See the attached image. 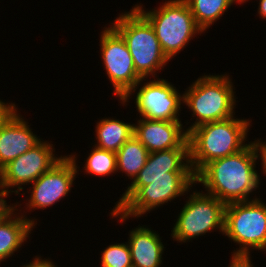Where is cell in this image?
<instances>
[{
	"label": "cell",
	"mask_w": 266,
	"mask_h": 267,
	"mask_svg": "<svg viewBox=\"0 0 266 267\" xmlns=\"http://www.w3.org/2000/svg\"><path fill=\"white\" fill-rule=\"evenodd\" d=\"M23 267H55V265H53L50 261L35 258L34 262L24 265Z\"/></svg>",
	"instance_id": "26"
},
{
	"label": "cell",
	"mask_w": 266,
	"mask_h": 267,
	"mask_svg": "<svg viewBox=\"0 0 266 267\" xmlns=\"http://www.w3.org/2000/svg\"><path fill=\"white\" fill-rule=\"evenodd\" d=\"M101 267H133L128 244L108 246L102 253Z\"/></svg>",
	"instance_id": "22"
},
{
	"label": "cell",
	"mask_w": 266,
	"mask_h": 267,
	"mask_svg": "<svg viewBox=\"0 0 266 267\" xmlns=\"http://www.w3.org/2000/svg\"><path fill=\"white\" fill-rule=\"evenodd\" d=\"M228 76H204L196 80L183 94V103L193 111L197 120L189 129L208 122L221 121L233 116L234 92Z\"/></svg>",
	"instance_id": "7"
},
{
	"label": "cell",
	"mask_w": 266,
	"mask_h": 267,
	"mask_svg": "<svg viewBox=\"0 0 266 267\" xmlns=\"http://www.w3.org/2000/svg\"><path fill=\"white\" fill-rule=\"evenodd\" d=\"M12 212L14 208L0 218V262L21 247L35 224L24 217L12 219Z\"/></svg>",
	"instance_id": "17"
},
{
	"label": "cell",
	"mask_w": 266,
	"mask_h": 267,
	"mask_svg": "<svg viewBox=\"0 0 266 267\" xmlns=\"http://www.w3.org/2000/svg\"><path fill=\"white\" fill-rule=\"evenodd\" d=\"M76 173L77 166L73 156L62 157L49 171L33 182L29 209H43L61 200L71 190Z\"/></svg>",
	"instance_id": "12"
},
{
	"label": "cell",
	"mask_w": 266,
	"mask_h": 267,
	"mask_svg": "<svg viewBox=\"0 0 266 267\" xmlns=\"http://www.w3.org/2000/svg\"><path fill=\"white\" fill-rule=\"evenodd\" d=\"M15 111L14 104L7 105L0 100V127Z\"/></svg>",
	"instance_id": "23"
},
{
	"label": "cell",
	"mask_w": 266,
	"mask_h": 267,
	"mask_svg": "<svg viewBox=\"0 0 266 267\" xmlns=\"http://www.w3.org/2000/svg\"><path fill=\"white\" fill-rule=\"evenodd\" d=\"M15 111L0 127V170L41 140Z\"/></svg>",
	"instance_id": "14"
},
{
	"label": "cell",
	"mask_w": 266,
	"mask_h": 267,
	"mask_svg": "<svg viewBox=\"0 0 266 267\" xmlns=\"http://www.w3.org/2000/svg\"><path fill=\"white\" fill-rule=\"evenodd\" d=\"M100 41L102 59L106 73L114 86V94L120 97L122 102H126L144 78L136 72L124 39L113 27L105 28Z\"/></svg>",
	"instance_id": "9"
},
{
	"label": "cell",
	"mask_w": 266,
	"mask_h": 267,
	"mask_svg": "<svg viewBox=\"0 0 266 267\" xmlns=\"http://www.w3.org/2000/svg\"><path fill=\"white\" fill-rule=\"evenodd\" d=\"M196 183L194 172H169V177L135 178L112 210L121 222L129 216H141L150 209L173 200Z\"/></svg>",
	"instance_id": "3"
},
{
	"label": "cell",
	"mask_w": 266,
	"mask_h": 267,
	"mask_svg": "<svg viewBox=\"0 0 266 267\" xmlns=\"http://www.w3.org/2000/svg\"><path fill=\"white\" fill-rule=\"evenodd\" d=\"M256 153L252 144L239 152L207 163L196 175L207 193L224 204L248 201V194L258 187L259 176L254 169Z\"/></svg>",
	"instance_id": "1"
},
{
	"label": "cell",
	"mask_w": 266,
	"mask_h": 267,
	"mask_svg": "<svg viewBox=\"0 0 266 267\" xmlns=\"http://www.w3.org/2000/svg\"><path fill=\"white\" fill-rule=\"evenodd\" d=\"M134 125V135L148 152L172 148H189L188 133L182 132L181 121L140 119Z\"/></svg>",
	"instance_id": "13"
},
{
	"label": "cell",
	"mask_w": 266,
	"mask_h": 267,
	"mask_svg": "<svg viewBox=\"0 0 266 267\" xmlns=\"http://www.w3.org/2000/svg\"><path fill=\"white\" fill-rule=\"evenodd\" d=\"M183 160H186V163ZM189 163V148L151 152L145 166L135 178L169 177V172H193Z\"/></svg>",
	"instance_id": "15"
},
{
	"label": "cell",
	"mask_w": 266,
	"mask_h": 267,
	"mask_svg": "<svg viewBox=\"0 0 266 267\" xmlns=\"http://www.w3.org/2000/svg\"><path fill=\"white\" fill-rule=\"evenodd\" d=\"M147 148L133 135L116 152L117 170L128 174L132 179L145 166L148 157Z\"/></svg>",
	"instance_id": "19"
},
{
	"label": "cell",
	"mask_w": 266,
	"mask_h": 267,
	"mask_svg": "<svg viewBox=\"0 0 266 267\" xmlns=\"http://www.w3.org/2000/svg\"><path fill=\"white\" fill-rule=\"evenodd\" d=\"M172 230L173 238L186 242L214 228L224 232L226 204L210 194L193 192Z\"/></svg>",
	"instance_id": "8"
},
{
	"label": "cell",
	"mask_w": 266,
	"mask_h": 267,
	"mask_svg": "<svg viewBox=\"0 0 266 267\" xmlns=\"http://www.w3.org/2000/svg\"><path fill=\"white\" fill-rule=\"evenodd\" d=\"M249 120L233 116L201 124L188 132L189 164L196 175L212 160L227 157L244 149Z\"/></svg>",
	"instance_id": "2"
},
{
	"label": "cell",
	"mask_w": 266,
	"mask_h": 267,
	"mask_svg": "<svg viewBox=\"0 0 266 267\" xmlns=\"http://www.w3.org/2000/svg\"><path fill=\"white\" fill-rule=\"evenodd\" d=\"M251 261L244 262V261H232L230 263V267H252Z\"/></svg>",
	"instance_id": "27"
},
{
	"label": "cell",
	"mask_w": 266,
	"mask_h": 267,
	"mask_svg": "<svg viewBox=\"0 0 266 267\" xmlns=\"http://www.w3.org/2000/svg\"><path fill=\"white\" fill-rule=\"evenodd\" d=\"M53 148L49 143L40 141L32 149L18 156L0 170V181L7 194L8 187L17 186L16 194L23 188L20 185L34 182L43 173L49 171L61 159L54 157Z\"/></svg>",
	"instance_id": "10"
},
{
	"label": "cell",
	"mask_w": 266,
	"mask_h": 267,
	"mask_svg": "<svg viewBox=\"0 0 266 267\" xmlns=\"http://www.w3.org/2000/svg\"><path fill=\"white\" fill-rule=\"evenodd\" d=\"M130 11L116 18L112 27L124 39L136 72L147 78L161 70L169 59L163 53L151 24L135 8Z\"/></svg>",
	"instance_id": "4"
},
{
	"label": "cell",
	"mask_w": 266,
	"mask_h": 267,
	"mask_svg": "<svg viewBox=\"0 0 266 267\" xmlns=\"http://www.w3.org/2000/svg\"><path fill=\"white\" fill-rule=\"evenodd\" d=\"M223 233L243 245L231 261H250L249 246L266 249V204L258 199L227 204Z\"/></svg>",
	"instance_id": "6"
},
{
	"label": "cell",
	"mask_w": 266,
	"mask_h": 267,
	"mask_svg": "<svg viewBox=\"0 0 266 267\" xmlns=\"http://www.w3.org/2000/svg\"><path fill=\"white\" fill-rule=\"evenodd\" d=\"M96 128L98 140L96 147L115 153L134 135V124L114 119H102Z\"/></svg>",
	"instance_id": "18"
},
{
	"label": "cell",
	"mask_w": 266,
	"mask_h": 267,
	"mask_svg": "<svg viewBox=\"0 0 266 267\" xmlns=\"http://www.w3.org/2000/svg\"><path fill=\"white\" fill-rule=\"evenodd\" d=\"M153 27L165 56L169 59L180 52L196 33L203 30L196 24L184 0H170L157 10L146 12L134 7Z\"/></svg>",
	"instance_id": "5"
},
{
	"label": "cell",
	"mask_w": 266,
	"mask_h": 267,
	"mask_svg": "<svg viewBox=\"0 0 266 267\" xmlns=\"http://www.w3.org/2000/svg\"><path fill=\"white\" fill-rule=\"evenodd\" d=\"M178 94L173 85L164 79L147 82L136 95L137 110L146 119L179 121L177 114L183 96L181 98Z\"/></svg>",
	"instance_id": "11"
},
{
	"label": "cell",
	"mask_w": 266,
	"mask_h": 267,
	"mask_svg": "<svg viewBox=\"0 0 266 267\" xmlns=\"http://www.w3.org/2000/svg\"><path fill=\"white\" fill-rule=\"evenodd\" d=\"M244 1L246 0H243V2ZM258 11L262 18H266V0H260Z\"/></svg>",
	"instance_id": "28"
},
{
	"label": "cell",
	"mask_w": 266,
	"mask_h": 267,
	"mask_svg": "<svg viewBox=\"0 0 266 267\" xmlns=\"http://www.w3.org/2000/svg\"><path fill=\"white\" fill-rule=\"evenodd\" d=\"M252 147L256 153L257 158L259 157L258 152L260 151L261 154V160L262 165H263V169L265 170L264 173L266 174V143L264 142V144H262L259 140L257 142L251 143Z\"/></svg>",
	"instance_id": "24"
},
{
	"label": "cell",
	"mask_w": 266,
	"mask_h": 267,
	"mask_svg": "<svg viewBox=\"0 0 266 267\" xmlns=\"http://www.w3.org/2000/svg\"><path fill=\"white\" fill-rule=\"evenodd\" d=\"M133 267H159L162 262L163 244L159 235L149 228L131 231L128 242Z\"/></svg>",
	"instance_id": "16"
},
{
	"label": "cell",
	"mask_w": 266,
	"mask_h": 267,
	"mask_svg": "<svg viewBox=\"0 0 266 267\" xmlns=\"http://www.w3.org/2000/svg\"><path fill=\"white\" fill-rule=\"evenodd\" d=\"M2 188V189H1ZM0 218L5 216L10 210H12L14 207L6 205V200L3 199L5 198L8 194L6 193L5 189L3 188V185L0 181Z\"/></svg>",
	"instance_id": "25"
},
{
	"label": "cell",
	"mask_w": 266,
	"mask_h": 267,
	"mask_svg": "<svg viewBox=\"0 0 266 267\" xmlns=\"http://www.w3.org/2000/svg\"><path fill=\"white\" fill-rule=\"evenodd\" d=\"M86 172L94 175L105 176L117 171L116 153L100 149L95 146L87 158Z\"/></svg>",
	"instance_id": "21"
},
{
	"label": "cell",
	"mask_w": 266,
	"mask_h": 267,
	"mask_svg": "<svg viewBox=\"0 0 266 267\" xmlns=\"http://www.w3.org/2000/svg\"><path fill=\"white\" fill-rule=\"evenodd\" d=\"M192 12L196 24L204 31L222 16L233 2L243 0H184Z\"/></svg>",
	"instance_id": "20"
}]
</instances>
